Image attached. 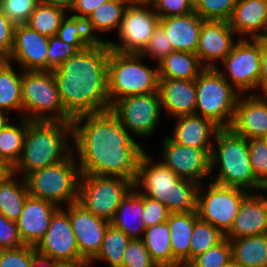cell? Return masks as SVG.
Listing matches in <instances>:
<instances>
[{"mask_svg": "<svg viewBox=\"0 0 267 267\" xmlns=\"http://www.w3.org/2000/svg\"><path fill=\"white\" fill-rule=\"evenodd\" d=\"M11 172V169L5 163L0 161V182Z\"/></svg>", "mask_w": 267, "mask_h": 267, "instance_id": "cell-57", "label": "cell"}, {"mask_svg": "<svg viewBox=\"0 0 267 267\" xmlns=\"http://www.w3.org/2000/svg\"><path fill=\"white\" fill-rule=\"evenodd\" d=\"M30 121L72 122L52 71L22 70V116Z\"/></svg>", "mask_w": 267, "mask_h": 267, "instance_id": "cell-8", "label": "cell"}, {"mask_svg": "<svg viewBox=\"0 0 267 267\" xmlns=\"http://www.w3.org/2000/svg\"><path fill=\"white\" fill-rule=\"evenodd\" d=\"M199 187L196 182L180 178L161 160L154 163L147 153L141 159L134 182L139 194L160 201L170 213L197 212Z\"/></svg>", "mask_w": 267, "mask_h": 267, "instance_id": "cell-3", "label": "cell"}, {"mask_svg": "<svg viewBox=\"0 0 267 267\" xmlns=\"http://www.w3.org/2000/svg\"><path fill=\"white\" fill-rule=\"evenodd\" d=\"M73 151L56 164L27 174L24 178L30 196L61 208L78 201L80 169Z\"/></svg>", "mask_w": 267, "mask_h": 267, "instance_id": "cell-7", "label": "cell"}, {"mask_svg": "<svg viewBox=\"0 0 267 267\" xmlns=\"http://www.w3.org/2000/svg\"><path fill=\"white\" fill-rule=\"evenodd\" d=\"M1 259H2V249H0V262H1Z\"/></svg>", "mask_w": 267, "mask_h": 267, "instance_id": "cell-63", "label": "cell"}, {"mask_svg": "<svg viewBox=\"0 0 267 267\" xmlns=\"http://www.w3.org/2000/svg\"><path fill=\"white\" fill-rule=\"evenodd\" d=\"M67 15L62 19L56 34L60 40L74 45L79 51L97 42L89 34L86 19Z\"/></svg>", "mask_w": 267, "mask_h": 267, "instance_id": "cell-38", "label": "cell"}, {"mask_svg": "<svg viewBox=\"0 0 267 267\" xmlns=\"http://www.w3.org/2000/svg\"><path fill=\"white\" fill-rule=\"evenodd\" d=\"M205 69L196 54L173 51L158 63L159 79H196Z\"/></svg>", "mask_w": 267, "mask_h": 267, "instance_id": "cell-30", "label": "cell"}, {"mask_svg": "<svg viewBox=\"0 0 267 267\" xmlns=\"http://www.w3.org/2000/svg\"><path fill=\"white\" fill-rule=\"evenodd\" d=\"M173 51L172 44L169 43L167 38V32H165L164 28L158 24L151 39L149 40L148 45L143 50L141 55L144 58L151 57L152 59L157 60V63H159Z\"/></svg>", "mask_w": 267, "mask_h": 267, "instance_id": "cell-46", "label": "cell"}, {"mask_svg": "<svg viewBox=\"0 0 267 267\" xmlns=\"http://www.w3.org/2000/svg\"><path fill=\"white\" fill-rule=\"evenodd\" d=\"M121 267H159L151 258L142 239H131Z\"/></svg>", "mask_w": 267, "mask_h": 267, "instance_id": "cell-43", "label": "cell"}, {"mask_svg": "<svg viewBox=\"0 0 267 267\" xmlns=\"http://www.w3.org/2000/svg\"><path fill=\"white\" fill-rule=\"evenodd\" d=\"M66 212L77 240L80 258L90 262L101 248L110 221L95 216L78 202L68 205Z\"/></svg>", "mask_w": 267, "mask_h": 267, "instance_id": "cell-17", "label": "cell"}, {"mask_svg": "<svg viewBox=\"0 0 267 267\" xmlns=\"http://www.w3.org/2000/svg\"><path fill=\"white\" fill-rule=\"evenodd\" d=\"M198 219L197 212L170 213L168 217L172 255L182 267L190 263L191 237Z\"/></svg>", "mask_w": 267, "mask_h": 267, "instance_id": "cell-28", "label": "cell"}, {"mask_svg": "<svg viewBox=\"0 0 267 267\" xmlns=\"http://www.w3.org/2000/svg\"><path fill=\"white\" fill-rule=\"evenodd\" d=\"M170 215L167 207L160 201L144 196V210L142 219L146 228L164 223Z\"/></svg>", "mask_w": 267, "mask_h": 267, "instance_id": "cell-49", "label": "cell"}, {"mask_svg": "<svg viewBox=\"0 0 267 267\" xmlns=\"http://www.w3.org/2000/svg\"><path fill=\"white\" fill-rule=\"evenodd\" d=\"M41 2L71 12L76 0H40Z\"/></svg>", "mask_w": 267, "mask_h": 267, "instance_id": "cell-54", "label": "cell"}, {"mask_svg": "<svg viewBox=\"0 0 267 267\" xmlns=\"http://www.w3.org/2000/svg\"><path fill=\"white\" fill-rule=\"evenodd\" d=\"M262 192L252 191L243 199L232 227L225 234L227 239L267 233V197Z\"/></svg>", "mask_w": 267, "mask_h": 267, "instance_id": "cell-22", "label": "cell"}, {"mask_svg": "<svg viewBox=\"0 0 267 267\" xmlns=\"http://www.w3.org/2000/svg\"><path fill=\"white\" fill-rule=\"evenodd\" d=\"M78 51L74 45L63 42L57 35L50 36L47 53V71L58 68Z\"/></svg>", "mask_w": 267, "mask_h": 267, "instance_id": "cell-45", "label": "cell"}, {"mask_svg": "<svg viewBox=\"0 0 267 267\" xmlns=\"http://www.w3.org/2000/svg\"><path fill=\"white\" fill-rule=\"evenodd\" d=\"M134 183L121 176L81 174L78 203L95 216L110 221Z\"/></svg>", "mask_w": 267, "mask_h": 267, "instance_id": "cell-10", "label": "cell"}, {"mask_svg": "<svg viewBox=\"0 0 267 267\" xmlns=\"http://www.w3.org/2000/svg\"><path fill=\"white\" fill-rule=\"evenodd\" d=\"M207 187L208 190L204 191V185H200L198 190V218L212 224L225 235L232 227L241 202L249 192L212 181Z\"/></svg>", "mask_w": 267, "mask_h": 267, "instance_id": "cell-11", "label": "cell"}, {"mask_svg": "<svg viewBox=\"0 0 267 267\" xmlns=\"http://www.w3.org/2000/svg\"><path fill=\"white\" fill-rule=\"evenodd\" d=\"M162 163L182 179L202 185V179L210 178V154L212 149L187 147L172 141L168 136L162 139Z\"/></svg>", "mask_w": 267, "mask_h": 267, "instance_id": "cell-15", "label": "cell"}, {"mask_svg": "<svg viewBox=\"0 0 267 267\" xmlns=\"http://www.w3.org/2000/svg\"><path fill=\"white\" fill-rule=\"evenodd\" d=\"M36 255L35 247L30 245L14 249H2L0 267H31Z\"/></svg>", "mask_w": 267, "mask_h": 267, "instance_id": "cell-48", "label": "cell"}, {"mask_svg": "<svg viewBox=\"0 0 267 267\" xmlns=\"http://www.w3.org/2000/svg\"><path fill=\"white\" fill-rule=\"evenodd\" d=\"M69 137L72 141V122L28 120L22 153L11 171L24 178L63 161L73 151Z\"/></svg>", "mask_w": 267, "mask_h": 267, "instance_id": "cell-4", "label": "cell"}, {"mask_svg": "<svg viewBox=\"0 0 267 267\" xmlns=\"http://www.w3.org/2000/svg\"><path fill=\"white\" fill-rule=\"evenodd\" d=\"M229 23L237 37L242 35L240 39L263 37L267 30V0H237Z\"/></svg>", "mask_w": 267, "mask_h": 267, "instance_id": "cell-24", "label": "cell"}, {"mask_svg": "<svg viewBox=\"0 0 267 267\" xmlns=\"http://www.w3.org/2000/svg\"><path fill=\"white\" fill-rule=\"evenodd\" d=\"M221 267H240L233 259L228 261L226 264L222 265Z\"/></svg>", "mask_w": 267, "mask_h": 267, "instance_id": "cell-60", "label": "cell"}, {"mask_svg": "<svg viewBox=\"0 0 267 267\" xmlns=\"http://www.w3.org/2000/svg\"><path fill=\"white\" fill-rule=\"evenodd\" d=\"M230 129L245 139H262L267 134V95L239 97Z\"/></svg>", "mask_w": 267, "mask_h": 267, "instance_id": "cell-20", "label": "cell"}, {"mask_svg": "<svg viewBox=\"0 0 267 267\" xmlns=\"http://www.w3.org/2000/svg\"><path fill=\"white\" fill-rule=\"evenodd\" d=\"M109 58L108 43L96 42L52 70L62 105L72 118L111 110Z\"/></svg>", "mask_w": 267, "mask_h": 267, "instance_id": "cell-2", "label": "cell"}, {"mask_svg": "<svg viewBox=\"0 0 267 267\" xmlns=\"http://www.w3.org/2000/svg\"><path fill=\"white\" fill-rule=\"evenodd\" d=\"M263 37L267 40V30H266V32H265Z\"/></svg>", "mask_w": 267, "mask_h": 267, "instance_id": "cell-64", "label": "cell"}, {"mask_svg": "<svg viewBox=\"0 0 267 267\" xmlns=\"http://www.w3.org/2000/svg\"><path fill=\"white\" fill-rule=\"evenodd\" d=\"M158 93L162 110L173 118L195 114L196 79H159Z\"/></svg>", "mask_w": 267, "mask_h": 267, "instance_id": "cell-23", "label": "cell"}, {"mask_svg": "<svg viewBox=\"0 0 267 267\" xmlns=\"http://www.w3.org/2000/svg\"><path fill=\"white\" fill-rule=\"evenodd\" d=\"M231 259L230 240L225 237L220 243L195 257L186 267H221Z\"/></svg>", "mask_w": 267, "mask_h": 267, "instance_id": "cell-41", "label": "cell"}, {"mask_svg": "<svg viewBox=\"0 0 267 267\" xmlns=\"http://www.w3.org/2000/svg\"><path fill=\"white\" fill-rule=\"evenodd\" d=\"M160 18L153 6L129 4L125 9L118 37L121 43L108 41L110 49L125 54H141L149 43Z\"/></svg>", "mask_w": 267, "mask_h": 267, "instance_id": "cell-13", "label": "cell"}, {"mask_svg": "<svg viewBox=\"0 0 267 267\" xmlns=\"http://www.w3.org/2000/svg\"><path fill=\"white\" fill-rule=\"evenodd\" d=\"M173 134L169 138L181 145L197 149H212L210 140L220 129L210 119L192 114L176 117Z\"/></svg>", "mask_w": 267, "mask_h": 267, "instance_id": "cell-25", "label": "cell"}, {"mask_svg": "<svg viewBox=\"0 0 267 267\" xmlns=\"http://www.w3.org/2000/svg\"><path fill=\"white\" fill-rule=\"evenodd\" d=\"M143 210L144 195L137 193L133 188L122 200V203L110 220V224L122 230L131 239H142V233L144 234L146 229L142 219Z\"/></svg>", "mask_w": 267, "mask_h": 267, "instance_id": "cell-27", "label": "cell"}, {"mask_svg": "<svg viewBox=\"0 0 267 267\" xmlns=\"http://www.w3.org/2000/svg\"><path fill=\"white\" fill-rule=\"evenodd\" d=\"M237 35L229 21L205 20L202 24L196 55L205 68H216L218 60L222 62L236 43Z\"/></svg>", "mask_w": 267, "mask_h": 267, "instance_id": "cell-19", "label": "cell"}, {"mask_svg": "<svg viewBox=\"0 0 267 267\" xmlns=\"http://www.w3.org/2000/svg\"><path fill=\"white\" fill-rule=\"evenodd\" d=\"M31 267H55V261L37 254L33 258V263Z\"/></svg>", "mask_w": 267, "mask_h": 267, "instance_id": "cell-56", "label": "cell"}, {"mask_svg": "<svg viewBox=\"0 0 267 267\" xmlns=\"http://www.w3.org/2000/svg\"><path fill=\"white\" fill-rule=\"evenodd\" d=\"M130 134L111 110L73 118L72 150L80 173L121 176L134 183L145 151Z\"/></svg>", "mask_w": 267, "mask_h": 267, "instance_id": "cell-1", "label": "cell"}, {"mask_svg": "<svg viewBox=\"0 0 267 267\" xmlns=\"http://www.w3.org/2000/svg\"><path fill=\"white\" fill-rule=\"evenodd\" d=\"M170 230L167 221L145 229L143 242L159 267H182L172 255Z\"/></svg>", "mask_w": 267, "mask_h": 267, "instance_id": "cell-33", "label": "cell"}, {"mask_svg": "<svg viewBox=\"0 0 267 267\" xmlns=\"http://www.w3.org/2000/svg\"><path fill=\"white\" fill-rule=\"evenodd\" d=\"M131 238L122 230L109 224L98 254L89 262L90 267L94 261L107 262L110 267H121L124 253Z\"/></svg>", "mask_w": 267, "mask_h": 267, "instance_id": "cell-36", "label": "cell"}, {"mask_svg": "<svg viewBox=\"0 0 267 267\" xmlns=\"http://www.w3.org/2000/svg\"><path fill=\"white\" fill-rule=\"evenodd\" d=\"M49 37L18 24L14 30V42L10 55L5 59L16 62L23 71H47Z\"/></svg>", "mask_w": 267, "mask_h": 267, "instance_id": "cell-18", "label": "cell"}, {"mask_svg": "<svg viewBox=\"0 0 267 267\" xmlns=\"http://www.w3.org/2000/svg\"><path fill=\"white\" fill-rule=\"evenodd\" d=\"M36 253L53 261L82 260L69 214L60 208L52 217L44 237L35 246Z\"/></svg>", "mask_w": 267, "mask_h": 267, "instance_id": "cell-16", "label": "cell"}, {"mask_svg": "<svg viewBox=\"0 0 267 267\" xmlns=\"http://www.w3.org/2000/svg\"><path fill=\"white\" fill-rule=\"evenodd\" d=\"M111 111L130 133L138 138H147L155 132L160 121L162 108L159 93L123 98L111 107Z\"/></svg>", "mask_w": 267, "mask_h": 267, "instance_id": "cell-14", "label": "cell"}, {"mask_svg": "<svg viewBox=\"0 0 267 267\" xmlns=\"http://www.w3.org/2000/svg\"><path fill=\"white\" fill-rule=\"evenodd\" d=\"M11 65L0 59V110L7 114L16 110L22 115V71L18 74Z\"/></svg>", "mask_w": 267, "mask_h": 267, "instance_id": "cell-34", "label": "cell"}, {"mask_svg": "<svg viewBox=\"0 0 267 267\" xmlns=\"http://www.w3.org/2000/svg\"><path fill=\"white\" fill-rule=\"evenodd\" d=\"M15 27L0 8V59H6L12 51Z\"/></svg>", "mask_w": 267, "mask_h": 267, "instance_id": "cell-51", "label": "cell"}, {"mask_svg": "<svg viewBox=\"0 0 267 267\" xmlns=\"http://www.w3.org/2000/svg\"><path fill=\"white\" fill-rule=\"evenodd\" d=\"M262 140L265 143V145L267 146V134L262 138Z\"/></svg>", "mask_w": 267, "mask_h": 267, "instance_id": "cell-61", "label": "cell"}, {"mask_svg": "<svg viewBox=\"0 0 267 267\" xmlns=\"http://www.w3.org/2000/svg\"><path fill=\"white\" fill-rule=\"evenodd\" d=\"M241 95L216 68H205L196 78L195 114L210 119L220 129L230 128Z\"/></svg>", "mask_w": 267, "mask_h": 267, "instance_id": "cell-9", "label": "cell"}, {"mask_svg": "<svg viewBox=\"0 0 267 267\" xmlns=\"http://www.w3.org/2000/svg\"><path fill=\"white\" fill-rule=\"evenodd\" d=\"M55 267H90L86 260L55 261Z\"/></svg>", "mask_w": 267, "mask_h": 267, "instance_id": "cell-55", "label": "cell"}, {"mask_svg": "<svg viewBox=\"0 0 267 267\" xmlns=\"http://www.w3.org/2000/svg\"><path fill=\"white\" fill-rule=\"evenodd\" d=\"M107 1L109 0H76L71 14L78 18L87 19L95 9Z\"/></svg>", "mask_w": 267, "mask_h": 267, "instance_id": "cell-52", "label": "cell"}, {"mask_svg": "<svg viewBox=\"0 0 267 267\" xmlns=\"http://www.w3.org/2000/svg\"><path fill=\"white\" fill-rule=\"evenodd\" d=\"M237 0H194V11L204 20L229 21Z\"/></svg>", "mask_w": 267, "mask_h": 267, "instance_id": "cell-40", "label": "cell"}, {"mask_svg": "<svg viewBox=\"0 0 267 267\" xmlns=\"http://www.w3.org/2000/svg\"><path fill=\"white\" fill-rule=\"evenodd\" d=\"M250 162L257 180L267 184V146L262 139H248Z\"/></svg>", "mask_w": 267, "mask_h": 267, "instance_id": "cell-44", "label": "cell"}, {"mask_svg": "<svg viewBox=\"0 0 267 267\" xmlns=\"http://www.w3.org/2000/svg\"><path fill=\"white\" fill-rule=\"evenodd\" d=\"M232 259L240 267H267V233L230 240Z\"/></svg>", "mask_w": 267, "mask_h": 267, "instance_id": "cell-29", "label": "cell"}, {"mask_svg": "<svg viewBox=\"0 0 267 267\" xmlns=\"http://www.w3.org/2000/svg\"><path fill=\"white\" fill-rule=\"evenodd\" d=\"M66 13L61 8L40 1L31 13L26 25L40 34L48 37L55 36Z\"/></svg>", "mask_w": 267, "mask_h": 267, "instance_id": "cell-37", "label": "cell"}, {"mask_svg": "<svg viewBox=\"0 0 267 267\" xmlns=\"http://www.w3.org/2000/svg\"><path fill=\"white\" fill-rule=\"evenodd\" d=\"M11 172L0 182V214L8 220L17 221L29 193L25 178H17Z\"/></svg>", "mask_w": 267, "mask_h": 267, "instance_id": "cell-31", "label": "cell"}, {"mask_svg": "<svg viewBox=\"0 0 267 267\" xmlns=\"http://www.w3.org/2000/svg\"><path fill=\"white\" fill-rule=\"evenodd\" d=\"M20 125L7 122L0 128V161L12 169L18 162L27 132L28 120L20 117Z\"/></svg>", "mask_w": 267, "mask_h": 267, "instance_id": "cell-35", "label": "cell"}, {"mask_svg": "<svg viewBox=\"0 0 267 267\" xmlns=\"http://www.w3.org/2000/svg\"><path fill=\"white\" fill-rule=\"evenodd\" d=\"M263 192H264V193L267 192V184L264 186V190H263Z\"/></svg>", "mask_w": 267, "mask_h": 267, "instance_id": "cell-62", "label": "cell"}, {"mask_svg": "<svg viewBox=\"0 0 267 267\" xmlns=\"http://www.w3.org/2000/svg\"><path fill=\"white\" fill-rule=\"evenodd\" d=\"M204 21L193 11L187 15L160 18L159 24L167 32V38L174 51L196 54L199 34Z\"/></svg>", "mask_w": 267, "mask_h": 267, "instance_id": "cell-26", "label": "cell"}, {"mask_svg": "<svg viewBox=\"0 0 267 267\" xmlns=\"http://www.w3.org/2000/svg\"><path fill=\"white\" fill-rule=\"evenodd\" d=\"M128 4H148L149 0H123Z\"/></svg>", "mask_w": 267, "mask_h": 267, "instance_id": "cell-59", "label": "cell"}, {"mask_svg": "<svg viewBox=\"0 0 267 267\" xmlns=\"http://www.w3.org/2000/svg\"><path fill=\"white\" fill-rule=\"evenodd\" d=\"M221 63L226 71H221L218 66L216 69L238 92L245 95L248 91L259 89L260 37L250 40L239 38Z\"/></svg>", "mask_w": 267, "mask_h": 267, "instance_id": "cell-12", "label": "cell"}, {"mask_svg": "<svg viewBox=\"0 0 267 267\" xmlns=\"http://www.w3.org/2000/svg\"><path fill=\"white\" fill-rule=\"evenodd\" d=\"M24 246L15 221L0 214V249H14Z\"/></svg>", "mask_w": 267, "mask_h": 267, "instance_id": "cell-50", "label": "cell"}, {"mask_svg": "<svg viewBox=\"0 0 267 267\" xmlns=\"http://www.w3.org/2000/svg\"><path fill=\"white\" fill-rule=\"evenodd\" d=\"M40 0H0V8L15 25L26 24Z\"/></svg>", "mask_w": 267, "mask_h": 267, "instance_id": "cell-42", "label": "cell"}, {"mask_svg": "<svg viewBox=\"0 0 267 267\" xmlns=\"http://www.w3.org/2000/svg\"><path fill=\"white\" fill-rule=\"evenodd\" d=\"M10 117L4 111L0 110V128L3 127L9 120Z\"/></svg>", "mask_w": 267, "mask_h": 267, "instance_id": "cell-58", "label": "cell"}, {"mask_svg": "<svg viewBox=\"0 0 267 267\" xmlns=\"http://www.w3.org/2000/svg\"><path fill=\"white\" fill-rule=\"evenodd\" d=\"M159 18L187 15L194 11V0H149Z\"/></svg>", "mask_w": 267, "mask_h": 267, "instance_id": "cell-47", "label": "cell"}, {"mask_svg": "<svg viewBox=\"0 0 267 267\" xmlns=\"http://www.w3.org/2000/svg\"><path fill=\"white\" fill-rule=\"evenodd\" d=\"M57 205L39 198L28 196L19 219L16 221L24 245L36 246L44 237Z\"/></svg>", "mask_w": 267, "mask_h": 267, "instance_id": "cell-21", "label": "cell"}, {"mask_svg": "<svg viewBox=\"0 0 267 267\" xmlns=\"http://www.w3.org/2000/svg\"><path fill=\"white\" fill-rule=\"evenodd\" d=\"M129 4L123 0H109L101 4L86 19L89 34L97 42H108L96 35L97 32H109L120 28V24Z\"/></svg>", "mask_w": 267, "mask_h": 267, "instance_id": "cell-32", "label": "cell"}, {"mask_svg": "<svg viewBox=\"0 0 267 267\" xmlns=\"http://www.w3.org/2000/svg\"><path fill=\"white\" fill-rule=\"evenodd\" d=\"M225 235L212 224L198 219L195 222L190 243V262L203 254L211 247L217 245Z\"/></svg>", "mask_w": 267, "mask_h": 267, "instance_id": "cell-39", "label": "cell"}, {"mask_svg": "<svg viewBox=\"0 0 267 267\" xmlns=\"http://www.w3.org/2000/svg\"><path fill=\"white\" fill-rule=\"evenodd\" d=\"M216 146L210 154V181L249 193L261 192L264 186L257 180L251 167L248 140L236 135L230 128H222L214 136ZM220 164L219 172L213 173ZM258 190V191H257Z\"/></svg>", "mask_w": 267, "mask_h": 267, "instance_id": "cell-5", "label": "cell"}, {"mask_svg": "<svg viewBox=\"0 0 267 267\" xmlns=\"http://www.w3.org/2000/svg\"><path fill=\"white\" fill-rule=\"evenodd\" d=\"M260 52H261V67L259 89L263 92L262 95H267V40L260 37Z\"/></svg>", "mask_w": 267, "mask_h": 267, "instance_id": "cell-53", "label": "cell"}, {"mask_svg": "<svg viewBox=\"0 0 267 267\" xmlns=\"http://www.w3.org/2000/svg\"><path fill=\"white\" fill-rule=\"evenodd\" d=\"M141 54H125L110 49L108 61V96L111 107L123 98L158 92V64H143ZM150 68H149V67Z\"/></svg>", "mask_w": 267, "mask_h": 267, "instance_id": "cell-6", "label": "cell"}]
</instances>
